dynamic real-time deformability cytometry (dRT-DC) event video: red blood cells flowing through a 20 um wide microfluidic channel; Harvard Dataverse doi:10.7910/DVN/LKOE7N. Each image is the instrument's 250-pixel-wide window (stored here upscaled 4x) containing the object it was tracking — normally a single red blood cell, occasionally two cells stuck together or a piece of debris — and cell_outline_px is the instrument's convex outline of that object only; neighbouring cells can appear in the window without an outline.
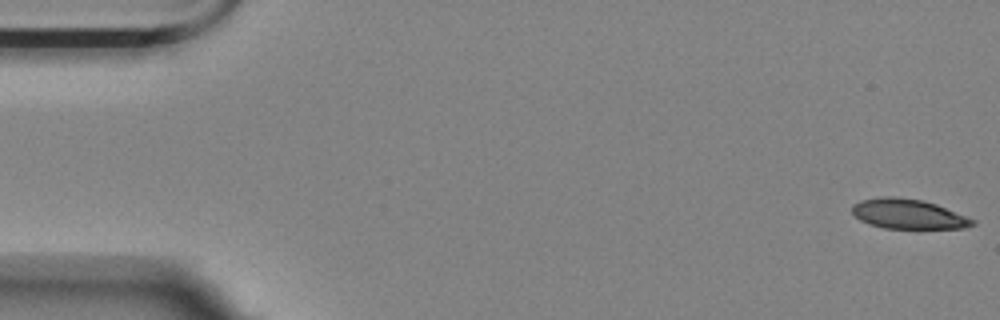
{"species": "Egyptian fruit bat (a non-hibernating species)", "species_latin": "Rousettus aegyptiacus", "temperature_condition": "room temperature", "stored_images_in_passage": 56, "camera_frame_rate_fps": 3000, "um_per_image_px": 0.085, "animal": {"sex": "female"}, "frame": {"image": 1, "passage_image": 1, "time_ms": 0.0, "image_size_px": [1000, 320], "cell_outline_px": [[976, 224], [964, 228], [884, 228], [868, 224], [860, 220], [852, 212], [852, 204], [860, 200], [884, 196], [892, 196], [920, 200], [936, 204], [976, 220]], "centroid_in_image_um": [77.18, 18.19], "position_along_channel_um": 7.8, "area_um2": 20.81}}
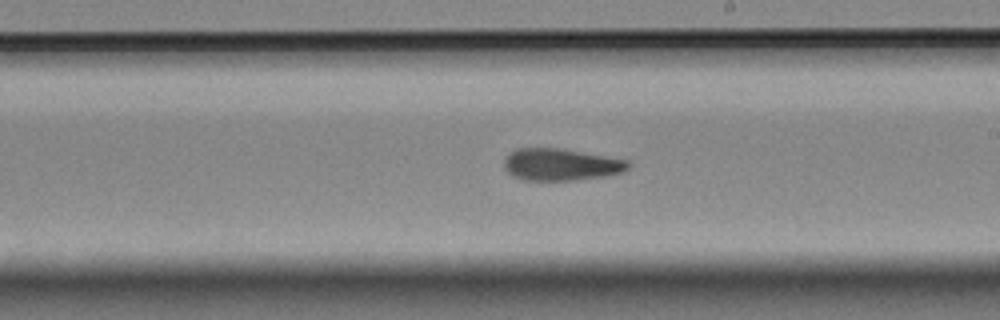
{"frame": {"image": 2, "passage_image": 32, "time_ms": 10.333, "image_size_px": [1000, 320], "cell_outline_px": [[632, 164], [624, 172], [608, 176], [576, 180], [524, 180], [512, 176], [504, 168], [504, 160], [516, 148], [564, 148], [628, 160]], "centroid_in_image_um": [47.72, 13.99], "position_along_channel_um": 241.3, "area_um2": 23.41}}
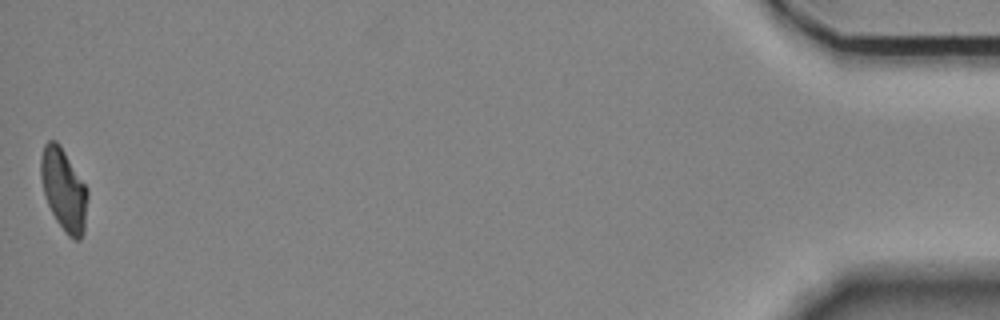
{"frame": {"image": 3, "passage_image": 56, "time_ms": 18.333, "image_size_px": [1000, 320], "cell_outline_px": [[88, 196], [84, 232], [80, 240], [72, 240], [64, 232], [56, 220], [48, 204], [44, 192], [40, 176], [40, 156], [44, 144], [48, 140], [56, 140], [60, 144], [88, 188]], "centroid_in_image_um": [5.43, 16.12], "position_along_channel_um": 429.8, "area_um2": 22.66}, "authors_computed_cell_mechanics": {"area_um2": 23.0911, "velocity_mm_per_s": 3.5328, "shape_relaxation_time_tau1_ms": null, "shape_relaxation_time_tau2_ms": 6.8485, "deformation_change_tau1": null, "deformation_change_tau2": 0.1491}}